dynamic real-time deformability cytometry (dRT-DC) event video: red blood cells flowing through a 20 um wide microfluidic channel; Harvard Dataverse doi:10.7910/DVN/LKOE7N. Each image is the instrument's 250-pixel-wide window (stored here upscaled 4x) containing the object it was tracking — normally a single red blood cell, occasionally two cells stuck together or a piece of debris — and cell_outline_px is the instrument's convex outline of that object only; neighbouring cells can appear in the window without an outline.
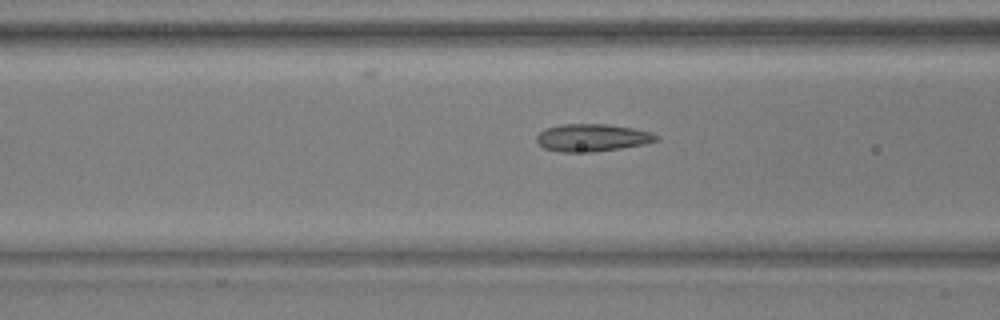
{"species": "common noctule bat (a hibernating species)", "species_latin": "Nyctalus noctula", "temperature_condition": "warm", "stored_images_in_passage": 46, "camera_frame_rate_fps": 3000, "um_per_image_px": 0.085, "animal": {"sex": "male", "body_mass_g": 17.9, "forearm_length_mm": 54.2}, "frame": {"image": 1, "passage_image": 14, "time_ms": 4.333, "image_size_px": [1000, 320], "cell_outline_px": [[660, 136], [656, 140], [644, 144], [620, 148], [592, 152], [560, 152], [544, 148], [536, 140], [536, 136], [544, 128], [560, 124], [608, 124], [632, 128], [652, 132]], "centroid_in_image_um": [50.31, 11.69], "position_along_channel_um": 116.3, "area_um2": 19.19}}
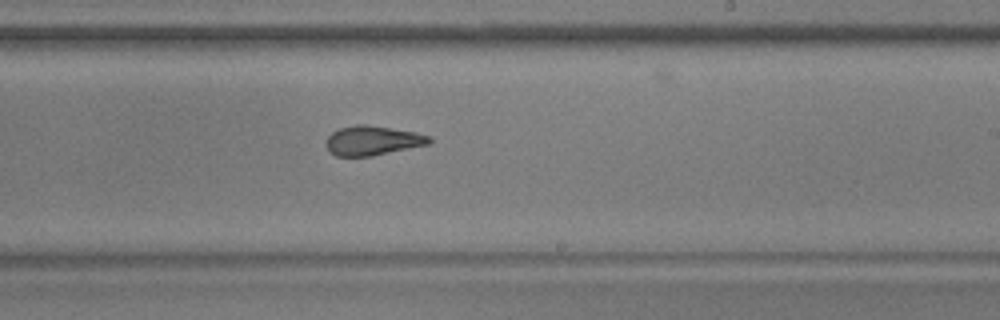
{"frame": {"image": 2, "passage_image": 25, "time_ms": 8.0, "image_size_px": [1000, 320], "cell_outline_px": [[432, 140], [428, 144], [372, 156], [336, 156], [328, 152], [324, 144], [328, 136], [332, 132], [340, 128], [356, 124], [364, 124], [416, 132], [432, 136]], "centroid_in_image_um": [31.63, 11.95], "position_along_channel_um": 257.4, "area_um2": 17.8}}
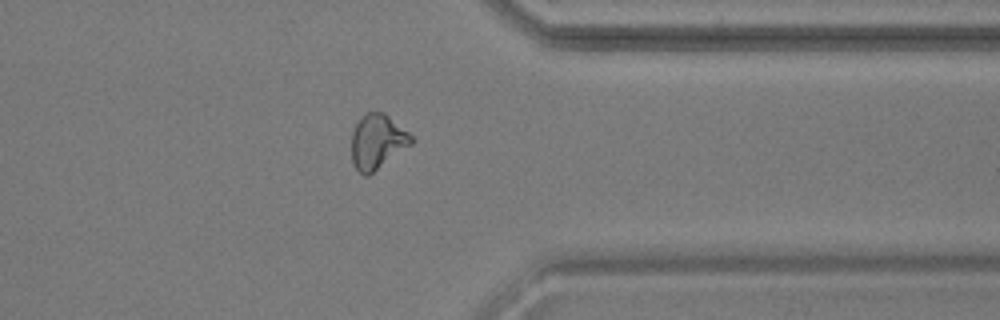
{"frame": {"image": 3, "passage_image": 35, "time_ms": 11.333, "image_size_px": [1000, 320], "cell_outline_px": [[416, 140], [412, 144], [368, 176], [364, 176], [352, 164], [352, 132], [360, 116], [368, 112], [384, 112], [408, 132]], "centroid_in_image_um": [32.07, 12.04], "position_along_channel_um": 379.3, "area_um2": 19.07}, "authors_computed_cell_mechanics": {"area_um2": 18.785, "velocity_mm_per_s": 3.8448, "shape_relaxation_time_tau1_ms": 6.1249, "shape_relaxation_time_tau2_ms": 1.2928, "deformation_change_tau1": 0.1668, "deformation_change_tau2": 0.0937}}